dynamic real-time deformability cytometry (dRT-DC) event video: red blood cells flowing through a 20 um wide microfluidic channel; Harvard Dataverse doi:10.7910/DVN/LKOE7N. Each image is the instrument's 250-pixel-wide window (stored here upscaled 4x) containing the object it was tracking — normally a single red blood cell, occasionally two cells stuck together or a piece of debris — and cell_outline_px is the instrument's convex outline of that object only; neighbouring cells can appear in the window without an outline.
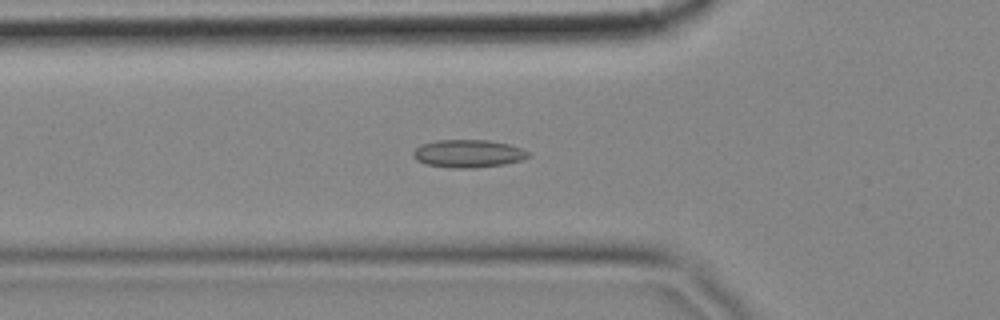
{"species": "common noctule bat (a hibernating species)", "species_latin": "Nyctalus noctula", "temperature_condition": "cold", "stored_images_in_passage": 57, "camera_frame_rate_fps": 3000, "um_per_image_px": 0.085, "animal": {"sex": "female", "body_mass_g": 18.4}, "frame": {"image": 1, "passage_image": 19, "time_ms": 6.0, "image_size_px": [1000, 320], "cell_outline_px": [[528, 156], [520, 160], [504, 164], [472, 168], [456, 168], [424, 164], [416, 160], [412, 152], [420, 144], [436, 140], [488, 140], [508, 144], [520, 148], [528, 152]], "centroid_in_image_um": [39.74, 13.05], "position_along_channel_um": 86.1, "area_um2": 18.5}}
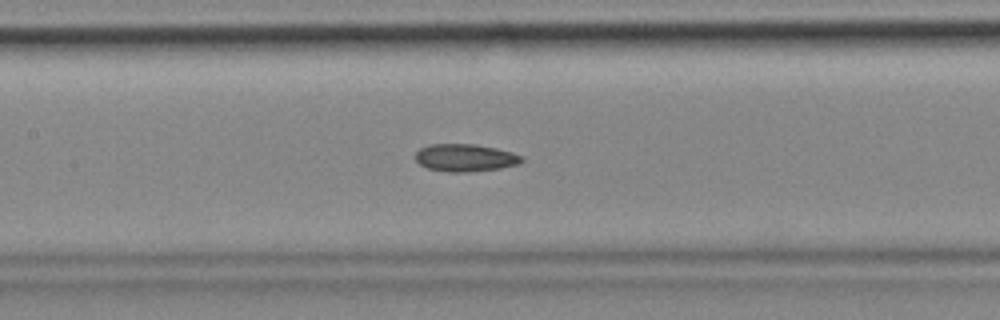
{"frame": {"image": 2, "passage_image": 26, "time_ms": 8.333, "image_size_px": [1000, 320], "cell_outline_px": [[524, 160], [520, 164], [500, 168], [464, 172], [448, 172], [428, 168], [420, 164], [416, 160], [416, 152], [420, 148], [428, 144], [476, 144], [496, 148], [512, 152], [524, 156]], "centroid_in_image_um": [39.57, 13.4], "position_along_channel_um": 167.8, "area_um2": 17.11}}
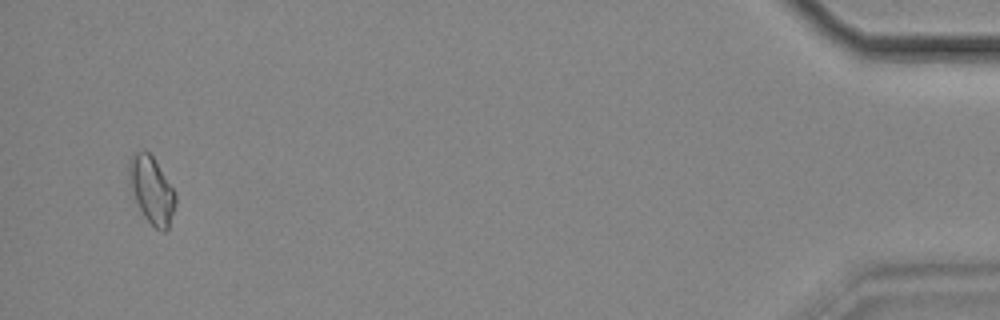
{"frame": {"image": 3, "passage_image": 55, "time_ms": 18.0, "image_size_px": [1000, 320], "cell_outline_px": [[176, 204], [168, 228], [164, 232], [156, 228], [144, 216], [128, 184], [128, 160], [136, 152], [148, 152], [152, 156], [176, 192]], "centroid_in_image_um": [12.89, 16.15], "position_along_channel_um": 422.3, "area_um2": 17.98}, "authors_computed_cell_mechanics": {"area_um2": 16.8776, "velocity_mm_per_s": 3.4913, "shape_relaxation_time_tau1_ms": null, "shape_relaxation_time_tau2_ms": 9.2632, "deformation_change_tau1": null, "deformation_change_tau2": 0.145}}